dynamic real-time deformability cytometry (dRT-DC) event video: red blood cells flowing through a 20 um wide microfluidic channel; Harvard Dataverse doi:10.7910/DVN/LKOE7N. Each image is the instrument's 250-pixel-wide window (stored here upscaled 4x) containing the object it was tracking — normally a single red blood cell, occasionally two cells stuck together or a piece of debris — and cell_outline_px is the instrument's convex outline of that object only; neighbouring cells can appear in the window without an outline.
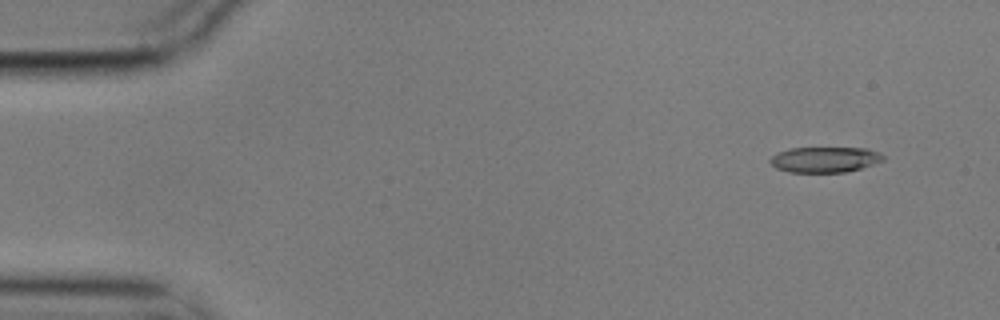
{"species": "common noctule bat (a hibernating species)", "species_latin": "Nyctalus noctula", "temperature_condition": "cold", "stored_images_in_passage": 5, "camera_frame_rate_fps": 3000, "um_per_image_px": 0.085, "animal": {"sex": "male", "body_mass_g": 17.9}, "frame": {"image": 1, "passage_image": 1, "time_ms": 0.0, "image_size_px": [1000, 320], "cell_outline_px": [[884, 160], [860, 168], [844, 172], [788, 172], [776, 168], [768, 160], [776, 152], [792, 148], [868, 148], [880, 152], [884, 156]], "centroid_in_image_um": [70.09, 13.55], "position_along_channel_um": 14.9, "area_um2": 16.82}}
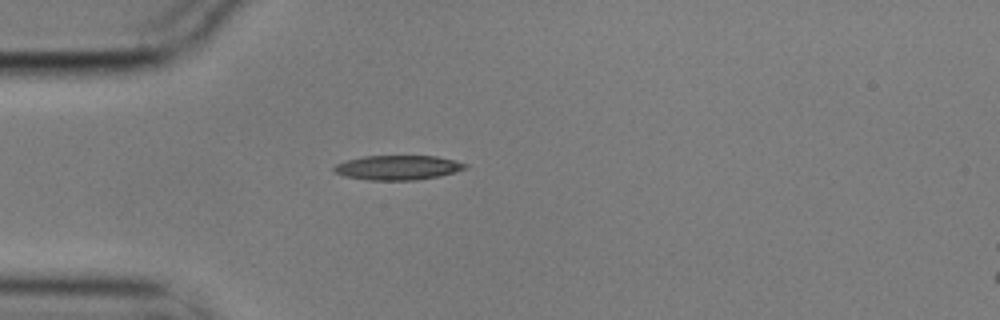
{"frame": {"image": 2, "passage_image": 4, "time_ms": 1.0, "image_size_px": [1000, 320], "cell_outline_px": [[468, 168], [440, 176], [416, 180], [368, 180], [344, 176], [336, 172], [332, 168], [336, 164], [348, 160], [364, 156], [436, 156], [468, 164]], "centroid_in_image_um": [33.83, 14.25], "position_along_channel_um": 51.2, "area_um2": 18.67}}